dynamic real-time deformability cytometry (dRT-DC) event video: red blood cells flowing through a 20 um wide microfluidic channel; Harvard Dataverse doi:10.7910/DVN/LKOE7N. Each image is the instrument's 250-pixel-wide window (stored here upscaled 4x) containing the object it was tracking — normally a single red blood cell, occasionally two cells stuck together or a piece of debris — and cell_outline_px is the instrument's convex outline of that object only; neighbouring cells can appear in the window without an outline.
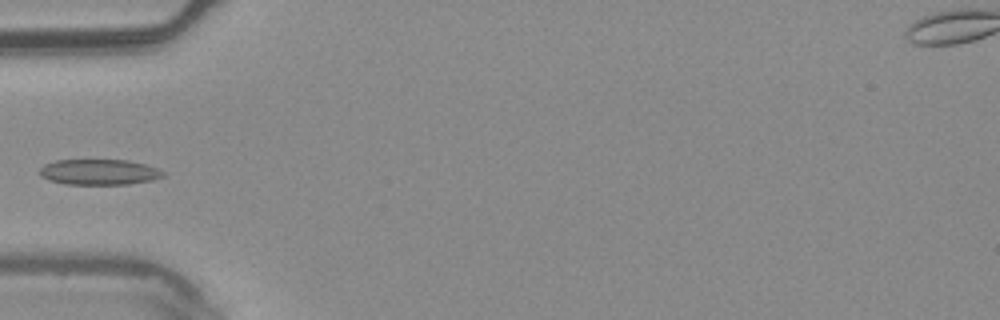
{"species": "common noctule bat (a hibernating species)", "species_latin": "Nyctalus noctula", "temperature_condition": "warm", "stored_images_in_passage": 6, "camera_frame_rate_fps": 3000, "um_per_image_px": 0.085, "animal": {"sex": "male", "body_mass_g": 20.4}, "frame": {"image": 1, "passage_image": 5, "time_ms": 1.333, "image_size_px": [1000, 320], "cell_outline_px": [[168, 172], [164, 176], [152, 180], [128, 184], [64, 184], [48, 180], [40, 176], [40, 168], [44, 164], [56, 160], [128, 160], [144, 164]], "centroid_in_image_um": [8.43, 14.62], "position_along_channel_um": 76.6, "area_um2": 18.5}}